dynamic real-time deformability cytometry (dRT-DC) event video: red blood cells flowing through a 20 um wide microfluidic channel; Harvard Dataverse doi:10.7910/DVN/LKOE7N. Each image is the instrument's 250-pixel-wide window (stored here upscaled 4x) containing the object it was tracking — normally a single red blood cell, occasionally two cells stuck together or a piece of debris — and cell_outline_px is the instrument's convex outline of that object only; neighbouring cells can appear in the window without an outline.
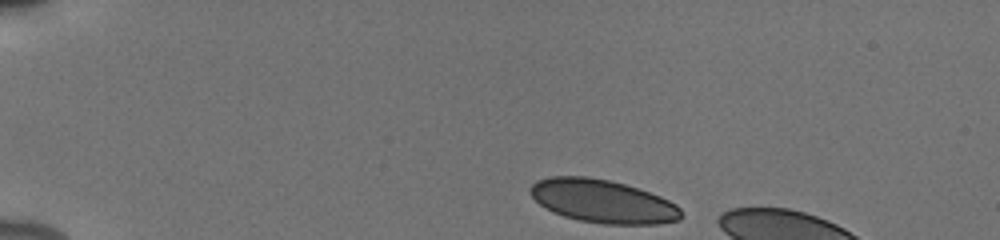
{"species": "human", "species_latin": "Homo sapiens", "temperature_condition": "cold", "stored_images_in_passage": 8, "camera_frame_rate_fps": 3000, "um_per_image_px": 0.085, "donor": {"sex": "male"}, "frame": {"image": 1, "passage_image": 1, "time_ms": 0.0, "image_size_px": [1000, 240], "cell_outline_px": [[684, 216], [680, 220], [656, 224], [604, 224], [580, 220], [564, 216], [552, 212], [540, 204], [532, 196], [532, 184], [536, 180], [552, 176], [588, 176], [608, 180], [624, 184], [660, 196], [676, 204], [680, 208]], "centroid_in_image_um": [51.26, 17.11], "position_along_channel_um": 33.7, "area_um2": 37.8}}